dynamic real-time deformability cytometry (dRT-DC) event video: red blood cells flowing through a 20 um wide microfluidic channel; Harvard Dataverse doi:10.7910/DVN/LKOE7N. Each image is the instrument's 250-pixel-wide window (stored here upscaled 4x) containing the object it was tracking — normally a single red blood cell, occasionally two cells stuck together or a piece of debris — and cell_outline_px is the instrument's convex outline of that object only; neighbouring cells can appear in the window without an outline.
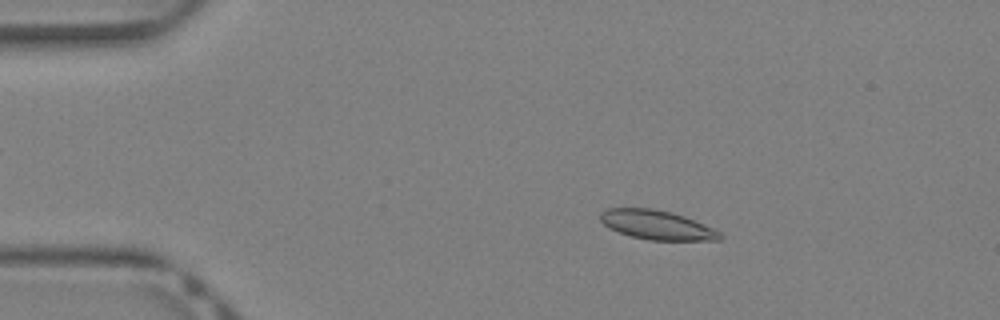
{"species": "Egyptian fruit bat (a non-hibernating species)", "species_latin": "Rousettus aegyptiacus", "temperature_condition": "warm", "stored_images_in_passage": 40, "camera_frame_rate_fps": 3000, "um_per_image_px": 0.085, "animal": {"sex": "female"}, "frame": {"image": 1, "passage_image": 7, "time_ms": 2.0, "image_size_px": [1000, 320], "cell_outline_px": [[724, 236], [720, 240], [648, 240], [632, 236], [608, 228], [600, 220], [600, 212], [608, 208], [652, 208], [672, 212], [684, 216], [704, 224], [720, 232]], "centroid_in_image_um": [55.83, 19.11], "position_along_channel_um": 29.2, "area_um2": 20.35}}
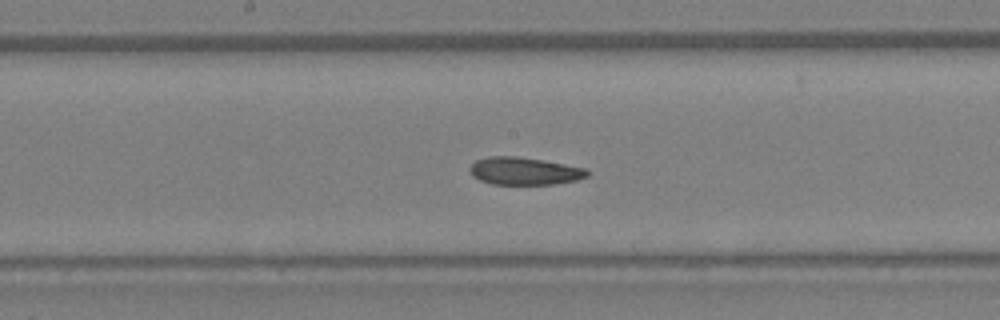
{"frame": {"image": 2, "passage_image": 21, "time_ms": 6.667, "image_size_px": [1000, 320], "cell_outline_px": [[588, 176], [576, 180], [556, 184], [492, 184], [480, 180], [472, 176], [468, 168], [476, 160], [488, 156], [516, 156], [588, 168]], "centroid_in_image_um": [44.55, 14.54], "position_along_channel_um": 203.6, "area_um2": 18.84}}
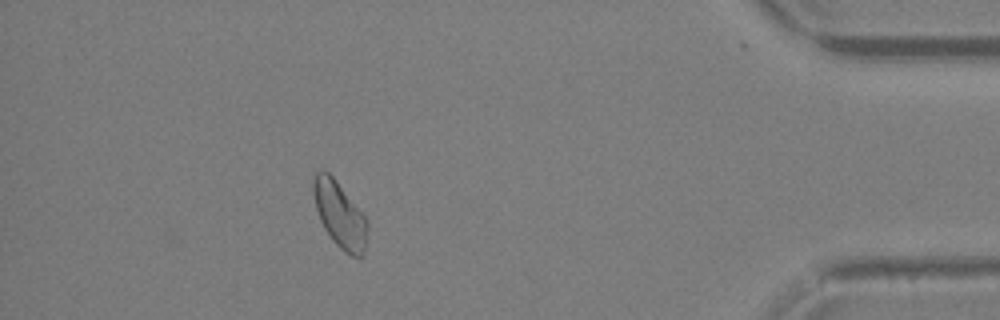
{"frame": {"image": 3, "passage_image": 36, "time_ms": 11.667, "image_size_px": [1000, 320], "cell_outline_px": [[368, 224], [364, 256], [352, 256], [344, 252], [332, 240], [324, 228], [320, 220], [316, 208], [312, 192], [312, 180], [316, 172], [320, 168], [328, 172], [336, 180], [364, 216]], "centroid_in_image_um": [28.85, 18.24], "position_along_channel_um": 406.4, "area_um2": 20.69}}